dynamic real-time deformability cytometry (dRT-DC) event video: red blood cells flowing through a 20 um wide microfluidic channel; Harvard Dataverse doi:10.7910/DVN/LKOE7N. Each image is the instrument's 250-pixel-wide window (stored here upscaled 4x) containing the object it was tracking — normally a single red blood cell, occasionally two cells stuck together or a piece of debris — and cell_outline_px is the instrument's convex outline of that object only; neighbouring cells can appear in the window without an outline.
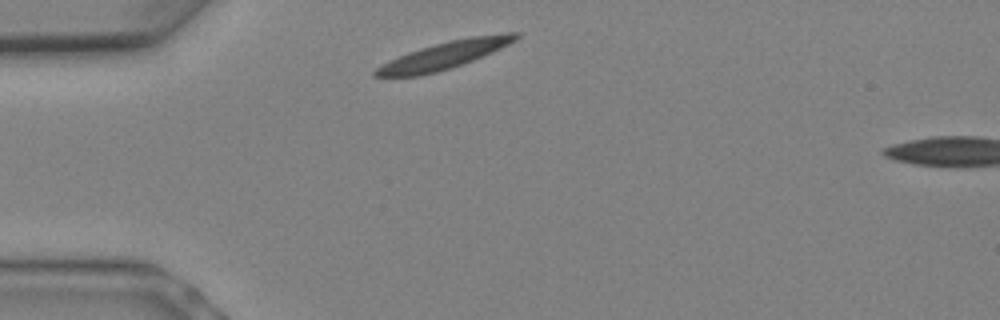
{"species": "Egyptian fruit bat (a non-hibernating species)", "species_latin": "Rousettus aegyptiacus", "temperature_condition": "warm", "stored_images_in_passage": 2, "camera_frame_rate_fps": 3000, "um_per_image_px": 0.085, "animal": {"sex": "female"}, "frame": {"image": 1, "passage_image": 1, "time_ms": 0.0, "image_size_px": [1000, 320], "cell_outline_px": [[520, 36], [516, 40], [492, 52], [472, 60], [436, 72], [420, 76], [372, 76], [372, 72], [380, 64], [408, 52], [420, 48], [448, 40], [472, 36], [504, 32], [520, 32]], "centroid_in_image_um": [37.76, 4.67], "position_along_channel_um": 47.2, "area_um2": 22.2}}